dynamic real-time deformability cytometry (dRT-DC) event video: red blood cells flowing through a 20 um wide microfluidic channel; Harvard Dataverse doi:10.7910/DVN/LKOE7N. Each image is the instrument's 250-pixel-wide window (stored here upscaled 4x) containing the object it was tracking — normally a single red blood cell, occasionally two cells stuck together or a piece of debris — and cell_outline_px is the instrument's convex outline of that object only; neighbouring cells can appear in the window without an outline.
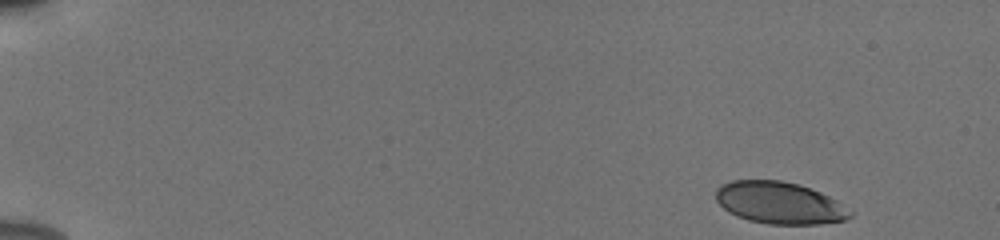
{"species": "human", "species_latin": "Homo sapiens", "temperature_condition": "cold", "stored_images_in_passage": 50, "camera_frame_rate_fps": 3000, "um_per_image_px": 0.085, "donor": {"sex": "male"}, "frame": {"image": 1, "passage_image": 1, "time_ms": 0.0, "image_size_px": [1000, 240], "cell_outline_px": [[852, 216], [844, 220], [820, 224], [768, 224], [748, 220], [736, 216], [728, 212], [716, 200], [716, 188], [720, 184], [732, 180], [780, 180], [800, 184], [820, 192], [836, 200], [852, 212]], "centroid_in_image_um": [66.23, 17.24], "position_along_channel_um": 18.8, "area_um2": 32.95}}
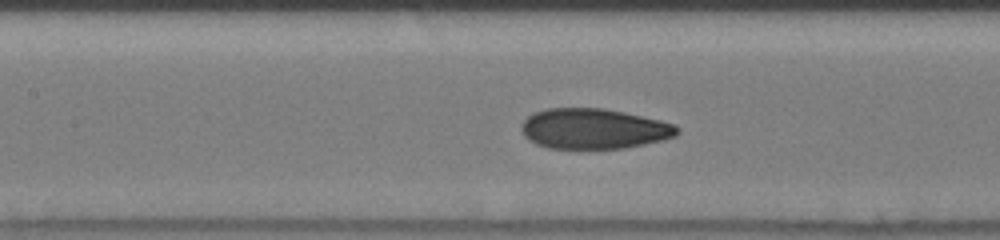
{"frame": {"image": 2, "passage_image": 23, "time_ms": 7.333, "image_size_px": [1000, 240], "cell_outline_px": [[680, 132], [676, 136], [664, 140], [624, 148], [548, 148], [536, 144], [528, 140], [524, 136], [520, 128], [524, 120], [528, 116], [536, 112], [548, 108], [604, 108], [624, 112], [660, 120], [676, 124], [680, 128]], "centroid_in_image_um": [50.5, 10.94], "position_along_channel_um": 156.9, "area_um2": 36.76}}
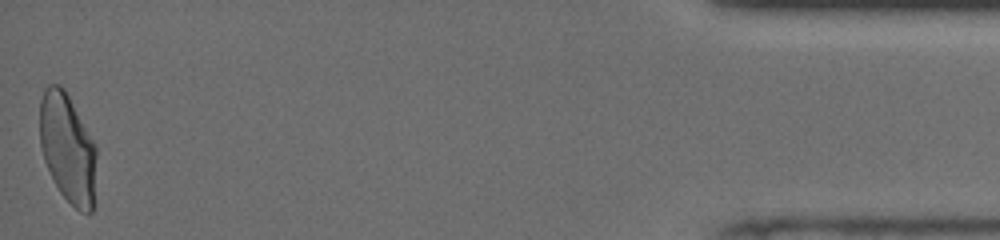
{"frame": {"image": 3, "passage_image": 50, "time_ms": 16.333, "image_size_px": [1000, 240], "cell_outline_px": [[96, 156], [92, 212], [80, 212], [60, 192], [44, 160], [40, 144], [40, 100], [44, 88], [48, 84], [60, 84], [64, 88], [92, 140], [96, 148]], "centroid_in_image_um": [5.72, 12.56], "position_along_channel_um": 429.5, "area_um2": 35.43}, "authors_computed_cell_mechanics": {"area_um2": 36.1539, "velocity_mm_per_s": 3.8685, "shape_relaxation_time_tau1_ms": 4.516, "shape_relaxation_time_tau2_ms": 0.9398, "deformation_change_tau1": 0.1535, "deformation_change_tau2": 0.0531}}